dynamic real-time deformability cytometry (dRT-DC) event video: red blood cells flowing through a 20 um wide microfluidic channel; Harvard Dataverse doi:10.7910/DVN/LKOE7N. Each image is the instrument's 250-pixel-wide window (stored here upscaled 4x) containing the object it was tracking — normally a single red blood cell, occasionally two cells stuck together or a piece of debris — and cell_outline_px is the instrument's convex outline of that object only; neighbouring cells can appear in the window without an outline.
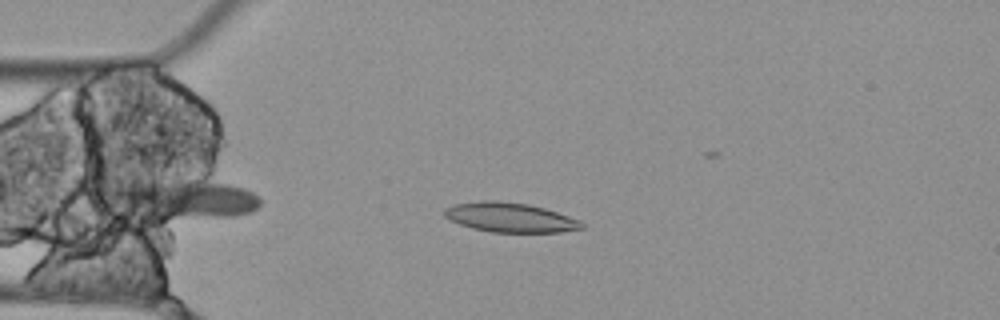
{"species": "Egyptian fruit bat (a non-hibernating species)", "species_latin": "Rousettus aegyptiacus", "temperature_condition": "cold", "stored_images_in_passage": 4, "camera_frame_rate_fps": 3000, "um_per_image_px": 0.085, "animal": {"sex": "female"}, "frame": {"image": 1, "passage_image": 3, "time_ms": 0.667, "image_size_px": [1000, 320], "cell_outline_px": [[584, 228], [560, 232], [492, 232], [472, 228], [448, 220], [444, 216], [444, 208], [452, 204], [480, 200], [500, 200], [528, 204], [544, 208], [580, 220], [584, 224]], "centroid_in_image_um": [43.31, 18.47], "position_along_channel_um": 41.7, "area_um2": 23.81}}